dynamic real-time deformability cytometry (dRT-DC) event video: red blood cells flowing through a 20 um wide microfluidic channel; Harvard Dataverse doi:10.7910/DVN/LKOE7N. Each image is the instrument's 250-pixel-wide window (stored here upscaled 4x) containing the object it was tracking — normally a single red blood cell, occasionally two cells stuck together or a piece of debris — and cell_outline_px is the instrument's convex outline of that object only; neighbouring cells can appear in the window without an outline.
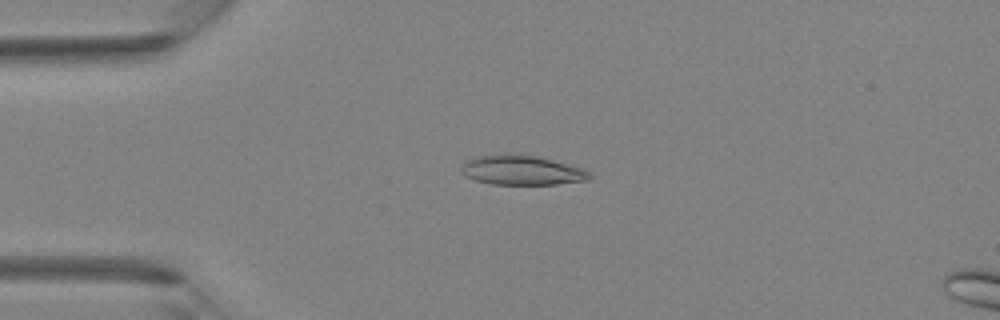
{"species": "Egyptian fruit bat (a non-hibernating species)", "species_latin": "Rousettus aegyptiacus", "temperature_condition": "room temperature", "stored_images_in_passage": 43, "camera_frame_rate_fps": 3000, "um_per_image_px": 0.085, "animal": {"sex": "female"}, "frame": {"image": 1, "passage_image": 10, "time_ms": 3.0, "image_size_px": [1000, 320], "cell_outline_px": [[592, 176], [588, 180], [556, 184], [492, 184], [476, 180], [464, 176], [460, 172], [460, 168], [464, 160], [476, 156], [504, 152], [520, 152], [540, 156], [584, 168]], "centroid_in_image_um": [44.3, 14.42], "position_along_channel_um": 40.7, "area_um2": 22.95}}
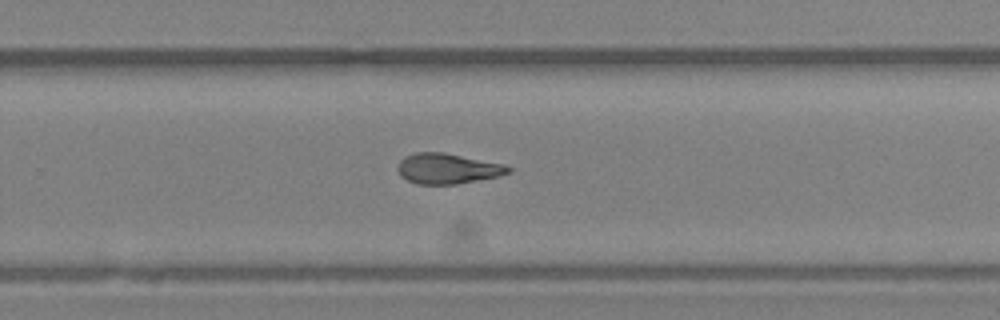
{"frame": {"image": 2, "passage_image": 28, "time_ms": 9.0, "image_size_px": [1000, 320], "cell_outline_px": [[512, 172], [500, 176], [456, 184], [416, 184], [400, 176], [396, 168], [400, 160], [404, 156], [416, 152], [444, 152], [500, 164], [512, 168]], "centroid_in_image_um": [38.0, 14.33], "position_along_channel_um": 291.8, "area_um2": 19.54}}
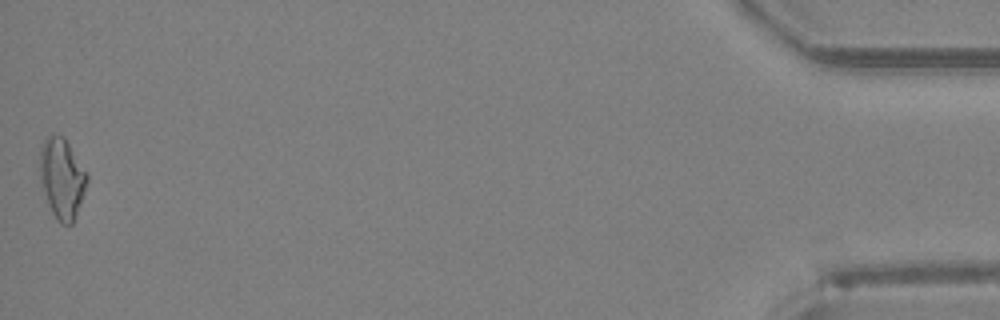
{"frame": {"image": 3, "passage_image": 43, "time_ms": 14.0, "image_size_px": [1000, 320], "cell_outline_px": [[88, 180], [72, 224], [60, 224], [52, 212], [48, 204], [40, 180], [40, 152], [44, 140], [52, 132], [64, 136], [88, 176]], "centroid_in_image_um": [5.24, 15.12], "position_along_channel_um": 430.0, "area_um2": 21.73}}